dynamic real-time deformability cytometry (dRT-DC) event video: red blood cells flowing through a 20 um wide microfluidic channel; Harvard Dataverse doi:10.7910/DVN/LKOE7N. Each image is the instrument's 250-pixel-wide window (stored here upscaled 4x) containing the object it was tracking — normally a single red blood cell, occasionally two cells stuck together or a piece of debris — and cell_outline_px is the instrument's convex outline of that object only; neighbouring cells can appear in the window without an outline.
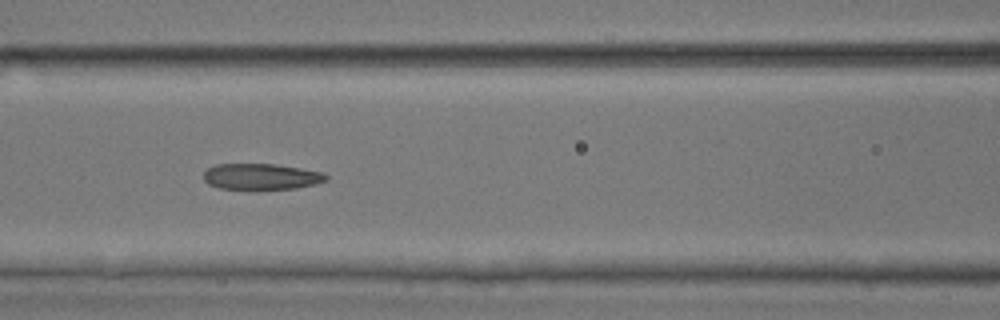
{"species": "common noctule bat (a hibernating species)", "species_latin": "Nyctalus noctula", "temperature_condition": "room temperature", "stored_images_in_passage": 8, "camera_frame_rate_fps": 3000, "um_per_image_px": 0.085, "animal": {"sex": "male", "body_mass_g": 17.9, "forearm_length_mm": 54.2}, "frame": {"image": 1, "passage_image": 6, "time_ms": 1.667, "image_size_px": [1000, 320], "cell_outline_px": [[328, 180], [296, 188], [256, 192], [220, 188], [208, 184], [204, 180], [204, 172], [208, 168], [216, 164], [272, 164], [300, 168], [320, 172], [328, 176]], "centroid_in_image_um": [22.15, 15.05], "position_along_channel_um": 144.4, "area_um2": 19.19}}
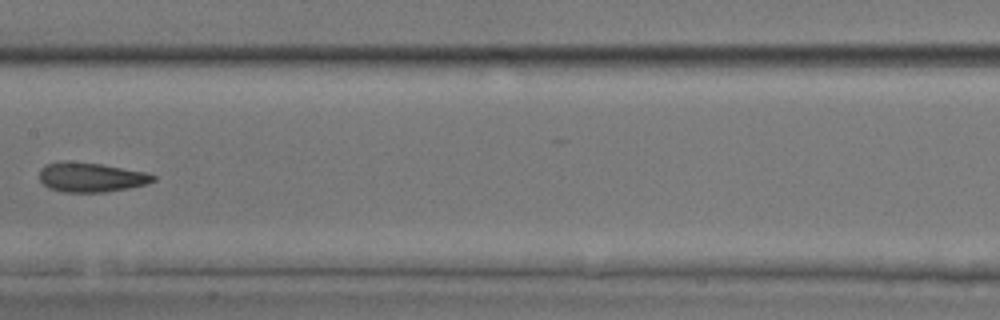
{"frame": {"image": 2, "passage_image": 7, "time_ms": 2.0, "image_size_px": [1000, 320], "cell_outline_px": [[156, 180], [148, 184], [128, 188], [104, 192], [64, 192], [48, 188], [40, 180], [40, 168], [48, 164], [64, 160], [68, 160], [100, 164], [148, 172], [156, 176]], "centroid_in_image_um": [7.76, 15.06], "position_along_channel_um": 199.6, "area_um2": 19.71}}